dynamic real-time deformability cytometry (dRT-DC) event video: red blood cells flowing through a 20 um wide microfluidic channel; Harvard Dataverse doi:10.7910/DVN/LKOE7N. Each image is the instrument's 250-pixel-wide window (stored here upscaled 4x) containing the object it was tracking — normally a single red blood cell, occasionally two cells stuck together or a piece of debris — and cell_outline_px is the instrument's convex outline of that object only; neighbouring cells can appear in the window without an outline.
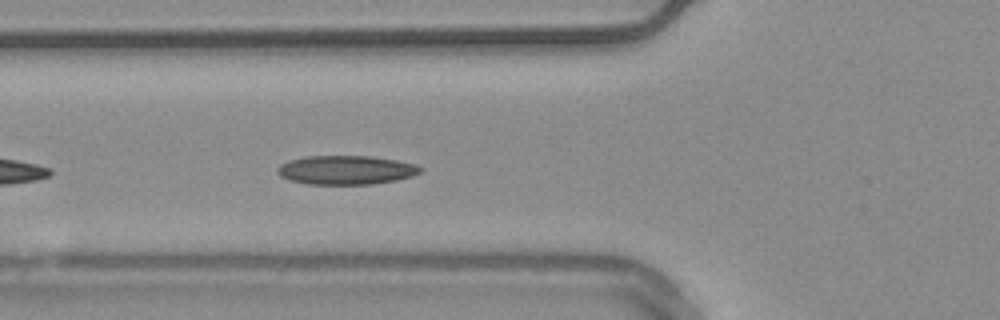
{"species": "common noctule bat (a hibernating species)", "species_latin": "Nyctalus noctula", "temperature_condition": "warm", "stored_images_in_passage": 15, "camera_frame_rate_fps": 3000, "um_per_image_px": 0.085, "animal": {"sex": "male", "body_mass_g": 20.4}, "frame": {"image": 1, "passage_image": 5, "time_ms": 1.333, "image_size_px": [1000, 320], "cell_outline_px": [[424, 168], [420, 172], [412, 176], [396, 180], [372, 184], [308, 184], [288, 180], [280, 176], [276, 172], [276, 168], [280, 164], [288, 160], [304, 156], [372, 156], [396, 160], [416, 164]], "centroid_in_image_um": [29.38, 14.44], "position_along_channel_um": 96.4, "area_um2": 24.33}}